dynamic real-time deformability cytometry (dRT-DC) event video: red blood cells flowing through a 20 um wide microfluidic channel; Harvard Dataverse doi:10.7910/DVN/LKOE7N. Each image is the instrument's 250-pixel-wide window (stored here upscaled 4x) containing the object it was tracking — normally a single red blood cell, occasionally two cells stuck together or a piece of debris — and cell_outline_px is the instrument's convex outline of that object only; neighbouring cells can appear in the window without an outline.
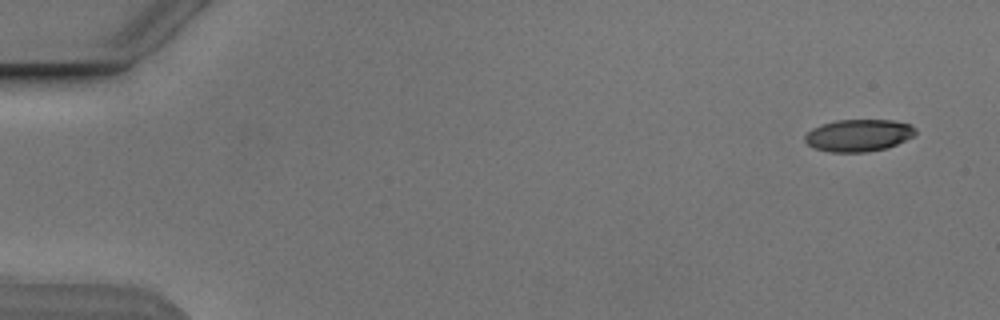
{"species": "Egyptian fruit bat (a non-hibernating species)", "species_latin": "Rousettus aegyptiacus", "temperature_condition": "cold", "stored_images_in_passage": 6, "camera_frame_rate_fps": 3000, "um_per_image_px": 0.085, "animal": {"sex": "male"}, "frame": {"image": 1, "passage_image": 1, "time_ms": 0.0, "image_size_px": [1000, 320], "cell_outline_px": [[916, 132], [912, 136], [888, 148], [864, 152], [828, 152], [816, 148], [808, 144], [804, 140], [804, 136], [812, 128], [820, 124], [836, 120], [892, 120], [912, 124], [916, 128]], "centroid_in_image_um": [72.97, 11.5], "position_along_channel_um": 12.0, "area_um2": 20.75}}
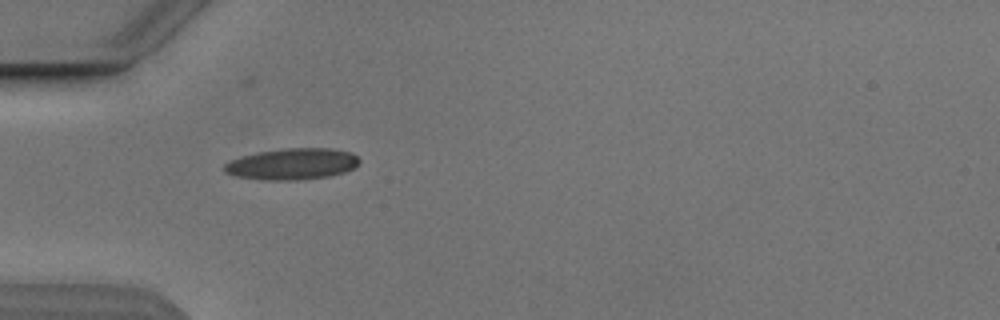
{"frame": {"image": 2, "passage_image": 5, "time_ms": 4.667, "image_size_px": [1000, 320], "cell_outline_px": [[360, 164], [344, 172], [328, 176], [296, 180], [264, 180], [240, 176], [224, 172], [224, 164], [232, 160], [244, 156], [260, 152], [284, 148], [332, 148], [352, 152], [360, 160]], "centroid_in_image_um": [24.89, 13.93], "position_along_channel_um": 60.1, "area_um2": 24.39}}
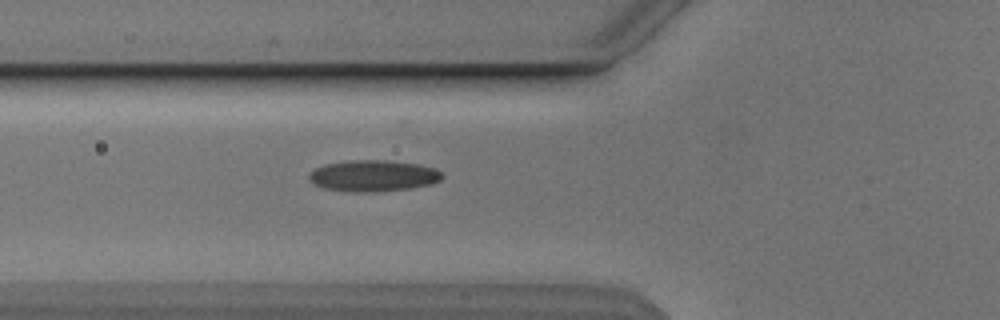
{"frame": {"image": 3, "passage_image": 6, "time_ms": 5.667, "image_size_px": [1000, 320], "cell_outline_px": [[444, 176], [440, 180], [432, 184], [412, 188], [376, 192], [352, 192], [324, 188], [312, 184], [308, 180], [308, 176], [316, 168], [324, 164], [348, 160], [388, 160], [420, 164], [436, 168]], "centroid_in_image_um": [31.73, 14.94], "position_along_channel_um": 94.1, "area_um2": 24.62}}